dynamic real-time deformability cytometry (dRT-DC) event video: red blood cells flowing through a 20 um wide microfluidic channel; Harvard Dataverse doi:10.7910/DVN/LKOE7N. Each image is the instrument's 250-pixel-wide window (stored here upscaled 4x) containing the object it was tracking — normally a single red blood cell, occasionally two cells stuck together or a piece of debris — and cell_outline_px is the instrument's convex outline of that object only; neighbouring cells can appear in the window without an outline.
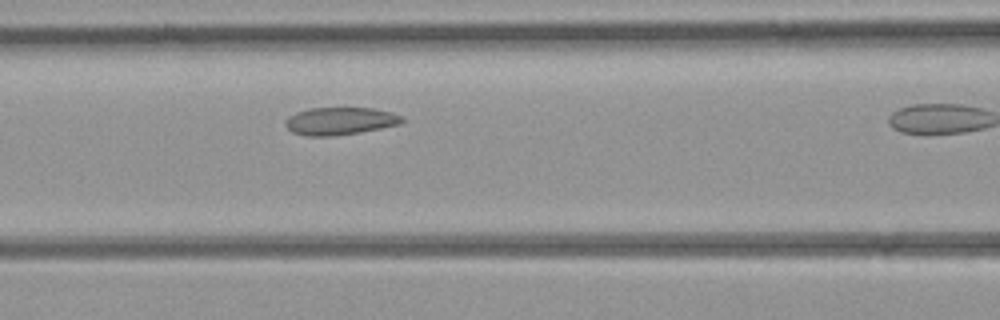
{"species": "common noctule bat (a hibernating species)", "species_latin": "Nyctalus noctula", "temperature_condition": "room temperature", "stored_images_in_passage": 12, "camera_frame_rate_fps": 3000, "um_per_image_px": 0.085, "animal": {"sex": "female", "body_mass_g": 21.9}, "frame": {"image": 1, "passage_image": 9, "time_ms": 2.667, "image_size_px": [1000, 320], "cell_outline_px": [[404, 120], [400, 124], [360, 132], [332, 136], [308, 136], [292, 132], [284, 124], [288, 116], [296, 112], [308, 108], [372, 108], [392, 112], [404, 116]], "centroid_in_image_um": [28.9, 10.28], "position_along_channel_um": 137.7, "area_um2": 18.79}}